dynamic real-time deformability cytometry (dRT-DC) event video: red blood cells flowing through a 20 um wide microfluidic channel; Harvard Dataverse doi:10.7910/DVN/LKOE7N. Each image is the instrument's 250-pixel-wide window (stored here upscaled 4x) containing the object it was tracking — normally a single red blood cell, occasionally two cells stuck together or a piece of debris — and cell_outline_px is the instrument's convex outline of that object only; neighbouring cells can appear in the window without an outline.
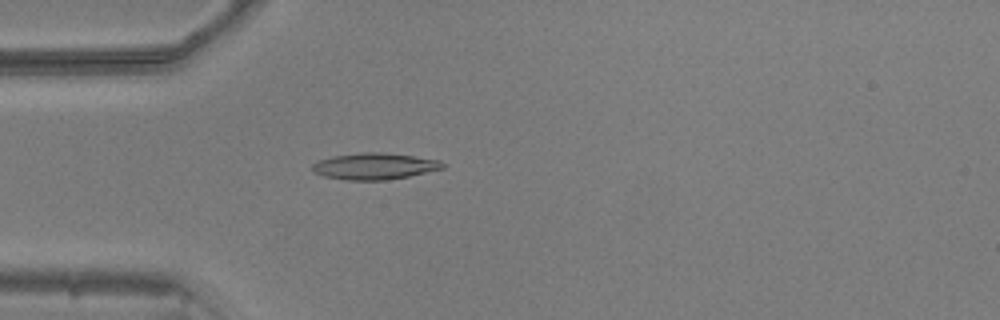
{"species": "common noctule bat (a hibernating species)", "species_latin": "Nyctalus noctula", "temperature_condition": "warm", "stored_images_in_passage": 52, "camera_frame_rate_fps": 3000, "um_per_image_px": 0.085, "animal": {"sex": "male", "body_mass_g": 20.5, "forearm_length_mm": 52.5}, "frame": {"image": 1, "passage_image": 15, "time_ms": 4.667, "image_size_px": [1000, 320], "cell_outline_px": [[444, 168], [408, 176], [388, 180], [344, 180], [324, 176], [316, 172], [312, 168], [312, 164], [320, 160], [332, 156], [360, 152], [384, 152], [440, 160], [444, 164]], "centroid_in_image_um": [31.83, 14.12], "position_along_channel_um": 53.2, "area_um2": 20.0}}
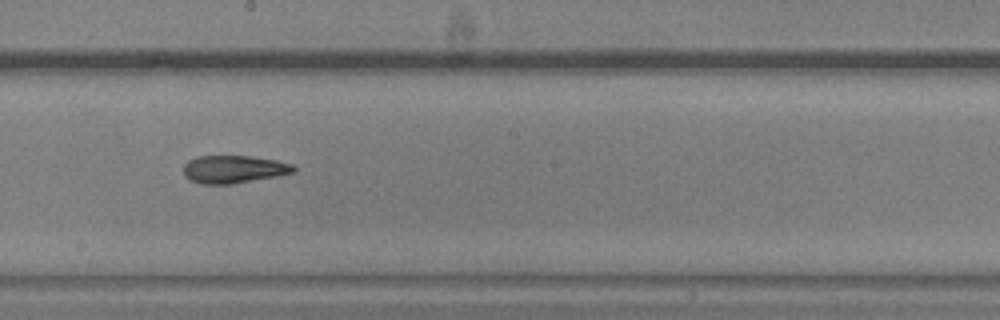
{"frame": {"image": 2, "passage_image": 29, "time_ms": 9.333, "image_size_px": [1000, 320], "cell_outline_px": [[296, 172], [276, 176], [232, 184], [200, 184], [188, 180], [184, 176], [184, 164], [188, 160], [196, 156], [252, 156], [276, 160], [292, 164], [296, 168]], "centroid_in_image_um": [19.84, 14.39], "position_along_channel_um": 228.4, "area_um2": 17.98}}
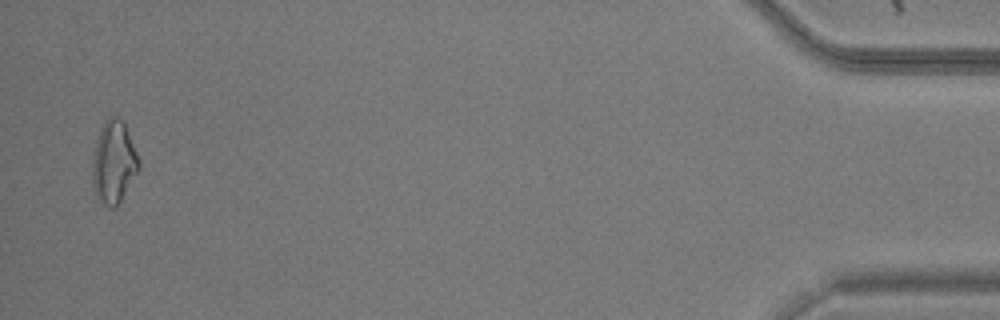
{"frame": {"image": 3, "passage_image": 51, "time_ms": 16.667, "image_size_px": [1000, 320], "cell_outline_px": [[140, 168], [120, 200], [112, 208], [104, 204], [92, 180], [92, 160], [96, 140], [100, 128], [104, 120], [108, 116], [116, 116], [124, 120], [140, 160]], "centroid_in_image_um": [9.69, 13.67], "position_along_channel_um": 425.5, "area_um2": 22.02}, "authors_computed_cell_mechanics": {"area_um2": 18.6694, "velocity_mm_per_s": 3.895, "shape_relaxation_time_tau1_ms": 9.6113, "shape_relaxation_time_tau2_ms": 3.8013, "deformation_change_tau1": 0.2546, "deformation_change_tau2": 0.1335}}